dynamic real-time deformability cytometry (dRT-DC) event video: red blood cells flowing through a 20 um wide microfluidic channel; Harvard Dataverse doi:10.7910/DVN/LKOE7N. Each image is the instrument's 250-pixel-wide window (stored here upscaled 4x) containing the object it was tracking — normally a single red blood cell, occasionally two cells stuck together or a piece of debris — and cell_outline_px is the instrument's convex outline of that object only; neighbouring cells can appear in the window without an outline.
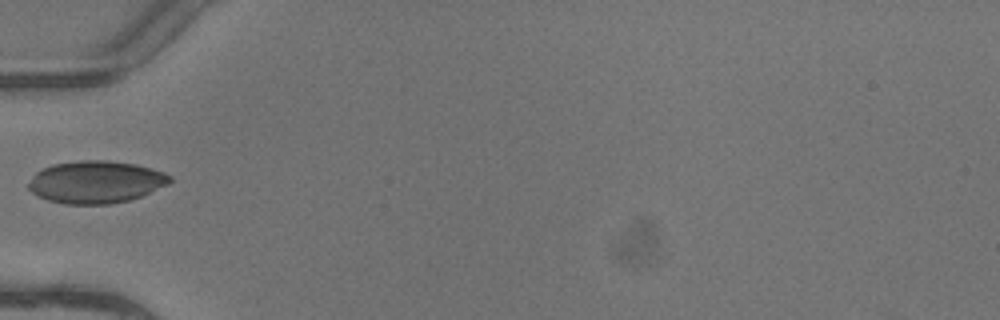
{"species": "common noctule bat (a hibernating species)", "species_latin": "Nyctalus noctula", "temperature_condition": "warm", "stored_images_in_passage": 6, "camera_frame_rate_fps": 3000, "um_per_image_px": 0.085, "animal": {"sex": "female"}, "frame": {"image": 1, "passage_image": 5, "time_ms": 1.333, "image_size_px": [1000, 320], "cell_outline_px": [[172, 180], [168, 184], [140, 196], [128, 200], [108, 204], [64, 204], [48, 200], [32, 192], [28, 188], [28, 184], [32, 176], [36, 172], [52, 164], [80, 160], [108, 160], [136, 164], [152, 168], [164, 172], [172, 176]], "centroid_in_image_um": [8.15, 15.46], "position_along_channel_um": 76.8, "area_um2": 34.85}}
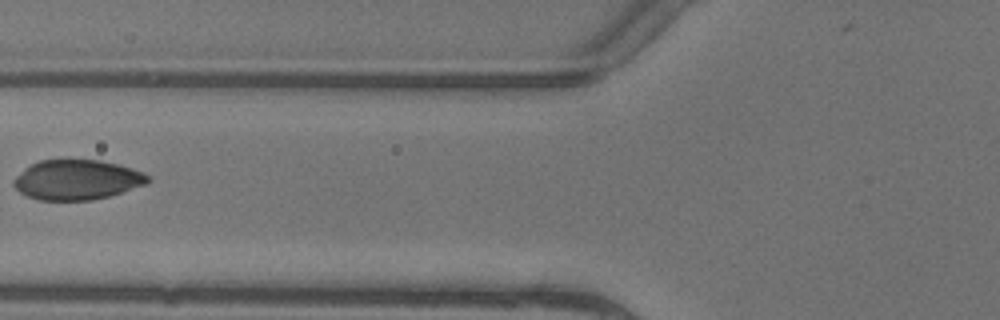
{"frame": {"image": 2, "passage_image": 6, "time_ms": 1.667, "image_size_px": [1000, 320], "cell_outline_px": [[152, 180], [148, 184], [108, 196], [92, 200], [36, 200], [20, 192], [12, 184], [12, 180], [24, 168], [40, 160], [64, 156], [100, 160], [132, 168], [144, 172], [152, 176]], "centroid_in_image_um": [6.55, 15.23], "position_along_channel_um": 119.3, "area_um2": 32.25}}